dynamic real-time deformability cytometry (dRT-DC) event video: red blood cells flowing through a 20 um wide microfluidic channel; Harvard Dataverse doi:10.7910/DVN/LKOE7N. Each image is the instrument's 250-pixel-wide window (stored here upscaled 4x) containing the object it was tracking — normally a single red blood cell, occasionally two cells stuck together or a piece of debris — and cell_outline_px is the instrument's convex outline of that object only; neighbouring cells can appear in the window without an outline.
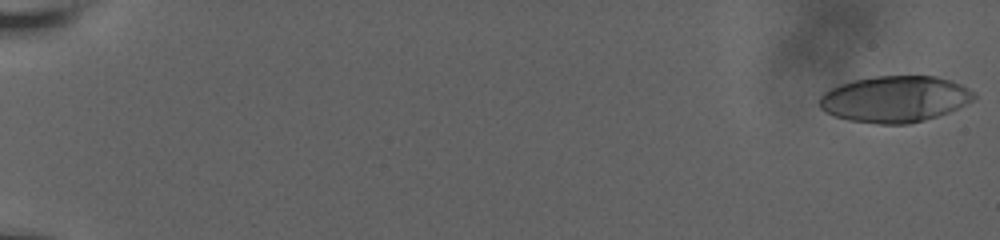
{"species": "human", "species_latin": "Homo sapiens", "temperature_condition": "room temperature", "stored_images_in_passage": 60, "camera_frame_rate_fps": 3000, "um_per_image_px": 0.085, "donor": {"sex": "male"}, "frame": {"image": 1, "passage_image": 1, "time_ms": 0.0, "image_size_px": [1000, 240], "cell_outline_px": [[976, 96], [972, 100], [948, 112], [924, 120], [908, 124], [876, 124], [848, 120], [836, 116], [820, 108], [820, 96], [824, 92], [840, 84], [852, 80], [876, 76], [936, 76], [952, 80], [976, 92]], "centroid_in_image_um": [76.07, 8.41], "position_along_channel_um": 8.9, "area_um2": 41.56}}
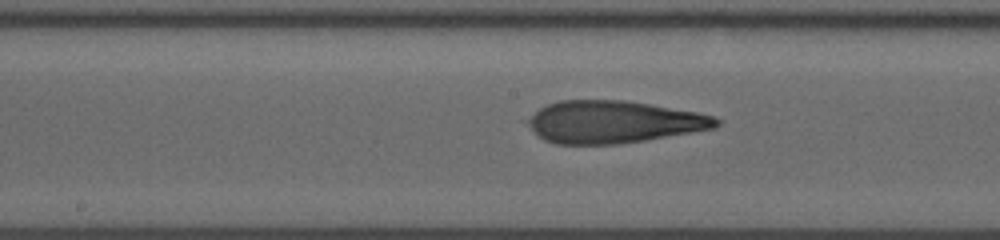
{"frame": {"image": 2, "passage_image": 34, "time_ms": 11.0, "image_size_px": [1000, 240], "cell_outline_px": [[720, 124], [716, 128], [644, 140], [616, 144], [556, 144], [544, 140], [524, 120], [540, 108], [548, 104], [560, 100], [624, 100], [696, 112], [716, 116], [720, 120]], "centroid_in_image_um": [52.15, 10.36], "position_along_channel_um": 196.0, "area_um2": 46.18}}
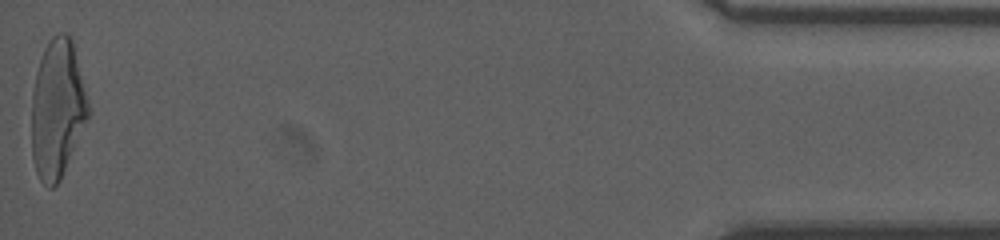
{"frame": {"image": 3, "passage_image": 60, "time_ms": 19.667, "image_size_px": [1000, 240], "cell_outline_px": [[88, 120], [60, 180], [52, 188], [48, 188], [40, 180], [36, 172], [32, 156], [32, 92], [36, 72], [44, 48], [48, 40], [56, 32], [68, 32], [72, 40], [88, 100]], "centroid_in_image_um": [4.87, 9.24], "position_along_channel_um": 430.3, "area_um2": 45.78}, "authors_computed_cell_mechanics": {"area_um2": 45.4019, "velocity_mm_per_s": 3.68, "shape_relaxation_time_tau1_ms": 6.5742, "shape_relaxation_time_tau2_ms": 1.6641, "deformation_change_tau1": 0.2502, "deformation_change_tau2": 0.1177}}